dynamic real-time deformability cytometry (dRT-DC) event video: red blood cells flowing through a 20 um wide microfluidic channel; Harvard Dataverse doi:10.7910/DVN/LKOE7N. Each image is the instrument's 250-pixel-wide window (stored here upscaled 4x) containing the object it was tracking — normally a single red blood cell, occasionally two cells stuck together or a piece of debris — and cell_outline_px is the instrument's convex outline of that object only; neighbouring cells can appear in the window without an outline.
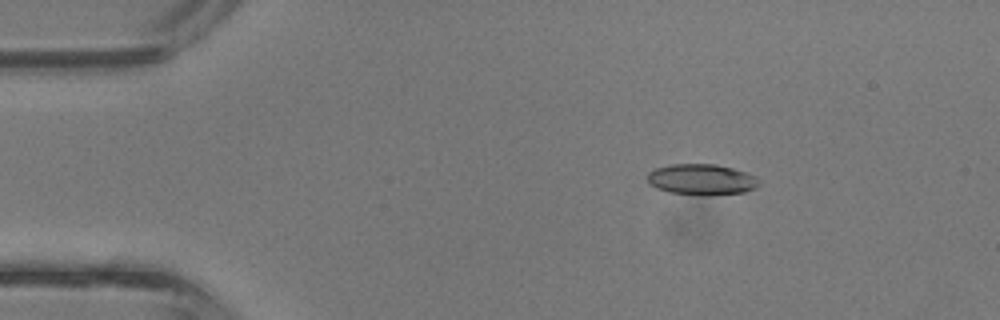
{"species": "common noctule bat (a hibernating species)", "species_latin": "Nyctalus noctula", "temperature_condition": "room temperature", "stored_images_in_passage": 43, "camera_frame_rate_fps": 3000, "um_per_image_px": 0.085, "animal": {"sex": "male", "body_mass_g": 13.3}, "frame": {"image": 1, "passage_image": 7, "time_ms": 2.0, "image_size_px": [1000, 320], "cell_outline_px": [[760, 184], [756, 188], [744, 192], [712, 196], [700, 196], [668, 192], [656, 188], [648, 180], [648, 172], [656, 168], [672, 164], [716, 164], [732, 168], [756, 176], [760, 180]], "centroid_in_image_um": [59.67, 15.28], "position_along_channel_um": 25.3, "area_um2": 20.35}}
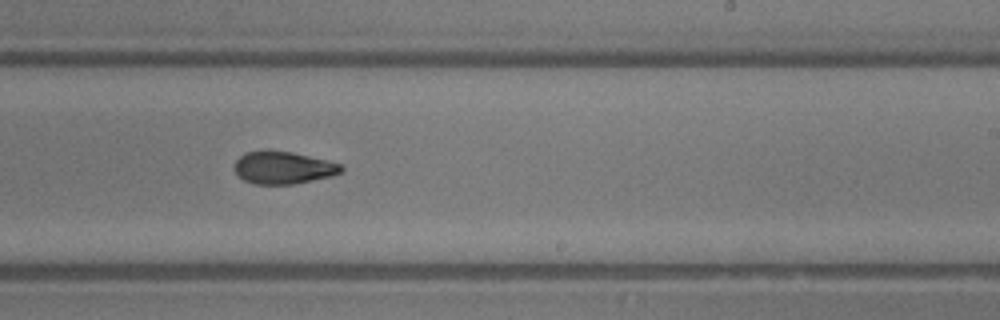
{"frame": {"image": 2, "passage_image": 26, "time_ms": 8.333, "image_size_px": [1000, 320], "cell_outline_px": [[344, 168], [340, 172], [332, 176], [292, 184], [256, 184], [244, 180], [232, 168], [236, 160], [244, 152], [292, 152], [328, 160], [340, 164]], "centroid_in_image_um": [24.07, 14.27], "position_along_channel_um": 264.9, "area_um2": 19.83}}
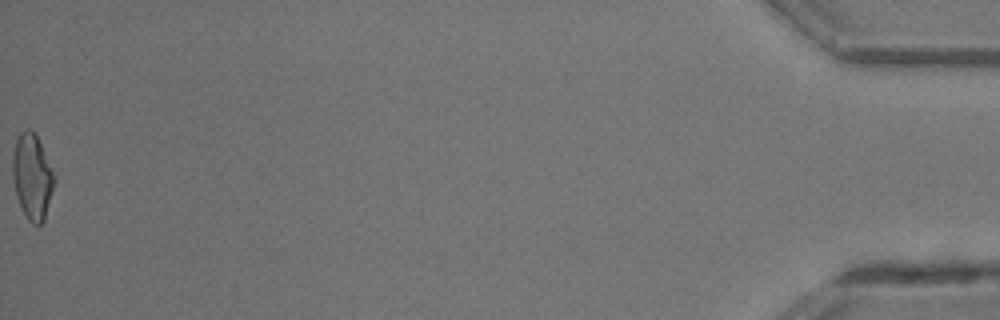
{"frame": {"image": 3, "passage_image": 43, "time_ms": 14.0, "image_size_px": [1000, 320], "cell_outline_px": [[56, 180], [44, 220], [40, 224], [32, 224], [28, 220], [16, 196], [12, 176], [12, 156], [16, 140], [20, 132], [28, 128], [36, 136], [56, 176]], "centroid_in_image_um": [2.74, 15.03], "position_along_channel_um": 432.5, "area_um2": 20.63}, "authors_computed_cell_mechanics": {"area_um2": 20.4034, "velocity_mm_per_s": 4.8463, "shape_relaxation_time_tau1_ms": 4.7084, "shape_relaxation_time_tau2_ms": 2.7869, "deformation_change_tau1": 0.1694, "deformation_change_tau2": 0.1014}}